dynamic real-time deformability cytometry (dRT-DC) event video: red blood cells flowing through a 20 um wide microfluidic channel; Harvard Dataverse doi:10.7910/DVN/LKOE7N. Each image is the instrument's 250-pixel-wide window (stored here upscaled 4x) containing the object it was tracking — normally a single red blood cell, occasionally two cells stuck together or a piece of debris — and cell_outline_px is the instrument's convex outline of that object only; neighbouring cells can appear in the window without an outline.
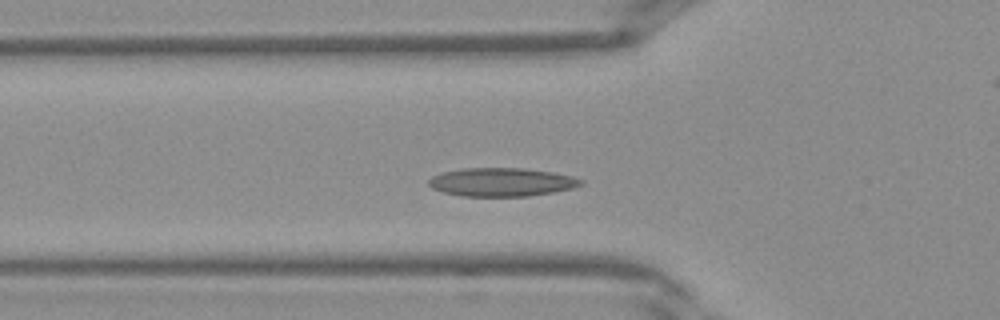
{"species": "Egyptian fruit bat (a non-hibernating species)", "species_latin": "Rousettus aegyptiacus", "temperature_condition": "warm", "stored_images_in_passage": 38, "camera_frame_rate_fps": 3000, "um_per_image_px": 0.085, "frame": {"image": 1, "passage_image": 10, "time_ms": 3.0, "image_size_px": [1000, 320], "cell_outline_px": [[584, 184], [572, 188], [552, 192], [528, 196], [460, 196], [444, 192], [432, 188], [428, 184], [428, 180], [432, 176], [444, 172], [460, 168], [524, 168], [552, 172], [572, 176], [584, 180]], "centroid_in_image_um": [42.64, 15.47], "position_along_channel_um": 83.2, "area_um2": 25.26}}
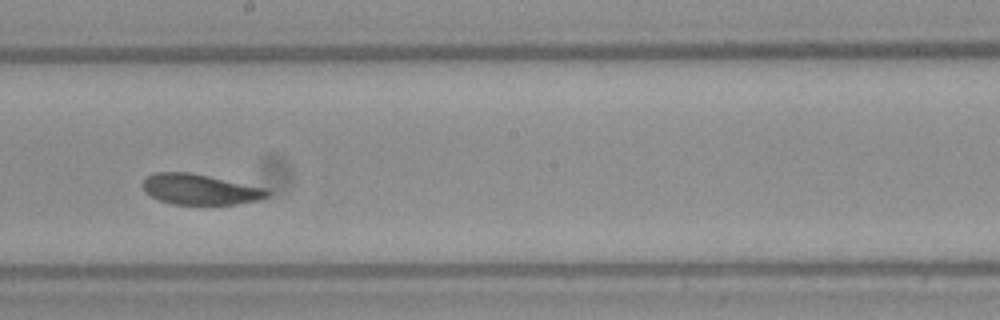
{"frame": {"image": 2, "passage_image": 19, "time_ms": 6.0, "image_size_px": [1000, 320], "cell_outline_px": [[272, 192], [268, 196], [260, 200], [236, 204], [172, 204], [160, 200], [152, 196], [144, 188], [144, 180], [148, 176], [156, 172], [188, 172], [208, 176], [264, 188]], "centroid_in_image_um": [17.04, 16.1], "position_along_channel_um": 231.2, "area_um2": 21.73}}
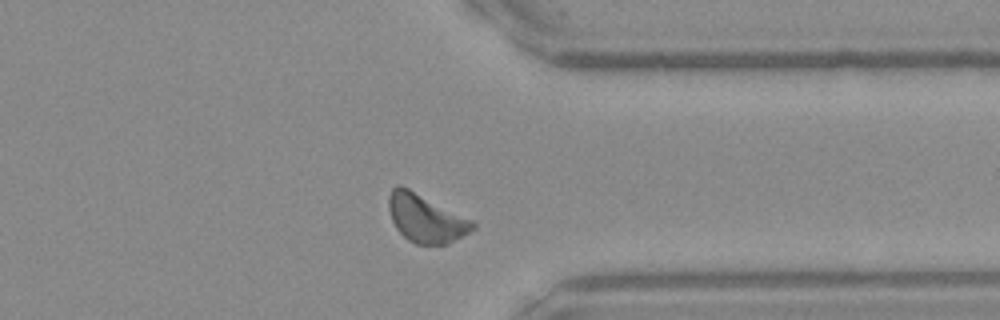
{"frame": {"image": 3, "passage_image": 28, "time_ms": 9.0, "image_size_px": [1000, 320], "cell_outline_px": [[476, 228], [444, 244], [416, 244], [408, 240], [396, 228], [392, 220], [388, 208], [388, 196], [392, 188], [396, 184], [400, 184], [472, 220], [476, 224]], "centroid_in_image_um": [36.14, 18.53], "position_along_channel_um": 375.3, "area_um2": 23.12}}